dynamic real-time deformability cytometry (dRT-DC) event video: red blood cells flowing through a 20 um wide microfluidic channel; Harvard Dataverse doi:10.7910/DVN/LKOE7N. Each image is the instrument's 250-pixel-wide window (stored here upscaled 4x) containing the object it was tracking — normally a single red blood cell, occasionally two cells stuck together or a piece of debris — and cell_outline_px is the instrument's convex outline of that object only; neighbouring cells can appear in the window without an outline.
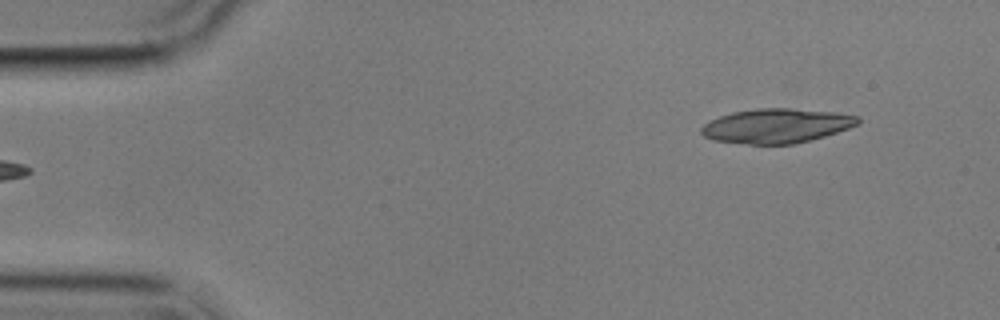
{"species": "common noctule bat (a hibernating species)", "species_latin": "Nyctalus noctula", "temperature_condition": "cold", "stored_images_in_passage": 4, "segment_of_instrument_passage": [2, 2], "camera_frame_rate_fps": 3000, "um_per_image_px": 0.085, "animal": {"sex": "male", "body_mass_g": 17.9}, "frame": {"image": 1, "passage_image": 4, "time_ms": 5.0, "image_size_px": [1000, 320], "cell_outline_px": [[860, 124], [824, 136], [792, 144], [748, 144], [712, 140], [704, 136], [700, 132], [700, 128], [708, 120], [732, 112], [756, 108], [792, 108], [836, 112], [860, 116]], "centroid_in_image_um": [65.98, 10.68], "position_along_channel_um": 19.0, "area_um2": 31.56}}